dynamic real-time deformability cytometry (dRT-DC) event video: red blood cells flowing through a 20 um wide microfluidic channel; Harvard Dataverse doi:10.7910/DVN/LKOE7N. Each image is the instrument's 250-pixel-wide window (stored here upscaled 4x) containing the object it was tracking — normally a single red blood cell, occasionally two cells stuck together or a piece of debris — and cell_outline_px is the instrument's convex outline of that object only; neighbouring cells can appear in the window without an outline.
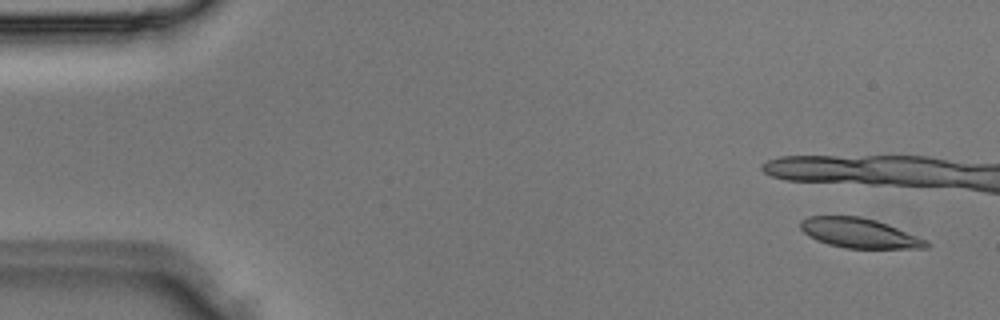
{"species": "Egyptian fruit bat (a non-hibernating species)", "species_latin": "Rousettus aegyptiacus", "temperature_condition": "room temperature", "stored_images_in_passage": 5, "camera_frame_rate_fps": 3000, "um_per_image_px": 0.085, "animal": {"sex": "male"}, "frame": {"image": 1, "passage_image": 5, "time_ms": 1.333, "image_size_px": [1000, 320], "cell_outline_px": [[932, 244], [928, 248], [844, 248], [828, 244], [816, 240], [804, 232], [800, 228], [800, 220], [808, 216], [860, 216], [876, 220], [888, 224], [928, 240]], "centroid_in_image_um": [73.06, 19.81], "position_along_channel_um": 11.9, "area_um2": 21.91}}